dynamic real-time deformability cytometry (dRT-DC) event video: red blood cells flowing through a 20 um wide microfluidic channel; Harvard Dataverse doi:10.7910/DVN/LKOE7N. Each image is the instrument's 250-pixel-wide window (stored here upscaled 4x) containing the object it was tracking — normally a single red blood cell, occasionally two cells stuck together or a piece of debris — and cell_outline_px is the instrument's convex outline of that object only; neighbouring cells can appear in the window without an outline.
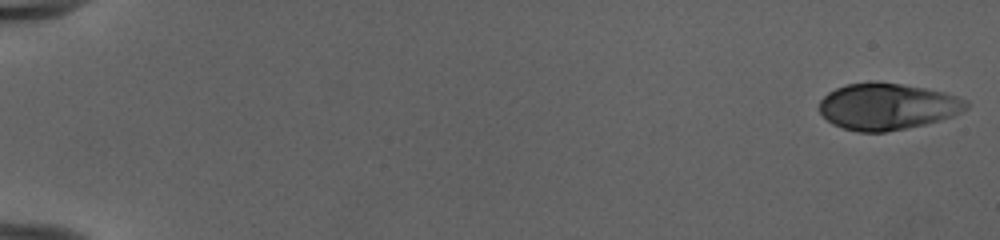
{"species": "human", "species_latin": "Homo sapiens", "temperature_condition": "cold", "stored_images_in_passage": 52, "camera_frame_rate_fps": 3000, "um_per_image_px": 0.085, "donor": {"sex": "female"}, "frame": {"image": 1, "passage_image": 1, "time_ms": 0.0, "image_size_px": [1000, 240], "cell_outline_px": [[968, 108], [952, 116], [940, 120], [908, 128], [884, 132], [856, 132], [832, 124], [820, 112], [820, 100], [828, 92], [836, 88], [848, 84], [900, 84], [924, 88], [944, 92], [968, 100]], "centroid_in_image_um": [75.44, 9.08], "position_along_channel_um": 9.6, "area_um2": 39.19}}
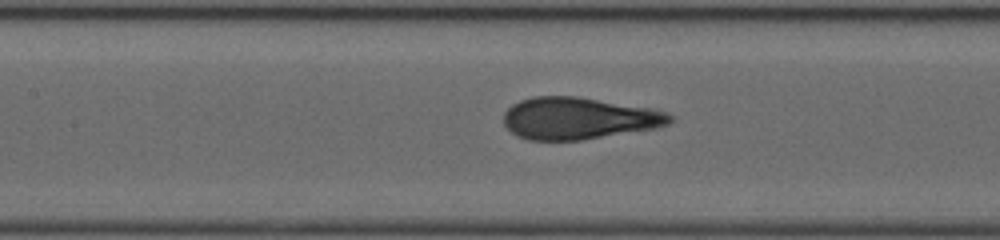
{"frame": {"image": 2, "passage_image": 26, "time_ms": 8.333, "image_size_px": [1000, 240], "cell_outline_px": [[676, 120], [668, 124], [652, 128], [580, 140], [528, 140], [516, 136], [504, 124], [504, 112], [512, 104], [520, 100], [532, 96], [576, 96], [664, 112], [676, 116]], "centroid_in_image_um": [49.1, 10.06], "position_along_channel_um": 158.3, "area_um2": 40.0}}
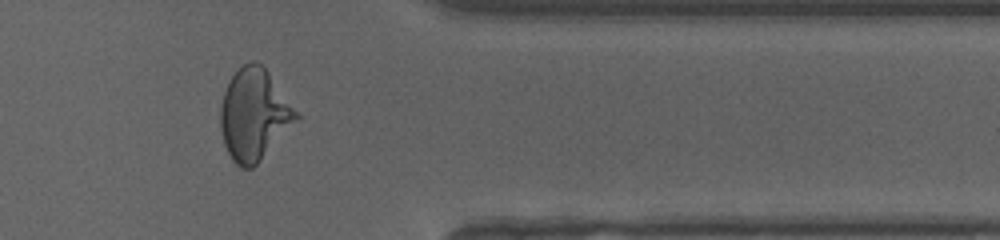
{"frame": {"image": 3, "passage_image": 44, "time_ms": 14.333, "image_size_px": [1000, 240], "cell_outline_px": [[300, 120], [252, 168], [240, 168], [232, 160], [224, 144], [220, 128], [220, 108], [224, 92], [232, 76], [244, 64], [252, 60], [256, 60], [268, 72], [300, 116]], "centroid_in_image_um": [21.6, 9.77], "position_along_channel_um": 389.8, "area_um2": 40.11}, "authors_computed_cell_mechanics": {"area_um2": 39.7086, "velocity_mm_per_s": 4.0015, "shape_relaxation_time_tau1_ms": 6.1421, "shape_relaxation_time_tau2_ms": null, "deformation_change_tau1": 0.2355, "deformation_change_tau2": null}}